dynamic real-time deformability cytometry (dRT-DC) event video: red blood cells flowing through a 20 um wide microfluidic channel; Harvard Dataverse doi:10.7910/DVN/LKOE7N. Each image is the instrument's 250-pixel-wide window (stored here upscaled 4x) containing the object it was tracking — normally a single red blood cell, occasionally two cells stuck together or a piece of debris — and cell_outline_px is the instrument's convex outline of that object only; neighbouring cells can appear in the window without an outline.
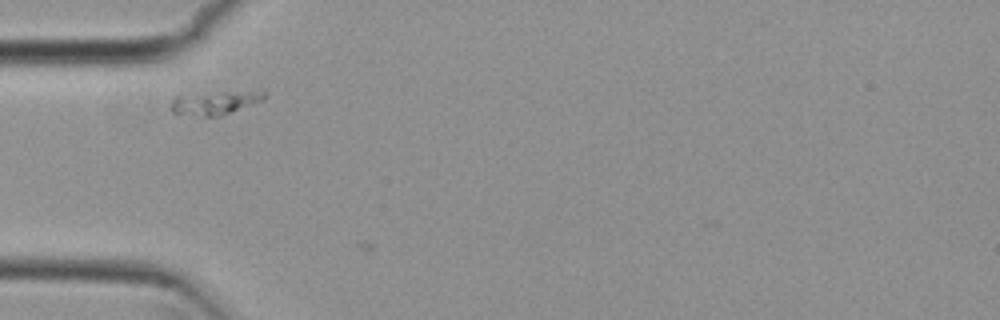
{"species": "common noctule bat (a hibernating species)", "species_latin": "Nyctalus noctula", "temperature_condition": "cold", "stored_images_in_passage": 5, "camera_frame_rate_fps": 3000, "um_per_image_px": 0.085, "animal": {"sex": "female", "body_mass_g": 29.2, "forearm_length_mm": 56.3}, "frame": {"image": 1, "passage_image": 2, "time_ms": 0.333, "image_size_px": [1000, 320], "cell_outline_px": [[268, 96], [264, 100], [232, 112], [220, 116], [204, 116], [172, 112], [168, 108], [172, 100], [176, 96], [260, 88], [264, 88]], "centroid_in_image_um": [18.43, 8.68], "position_along_channel_um": 66.6, "area_um2": 13.29}}